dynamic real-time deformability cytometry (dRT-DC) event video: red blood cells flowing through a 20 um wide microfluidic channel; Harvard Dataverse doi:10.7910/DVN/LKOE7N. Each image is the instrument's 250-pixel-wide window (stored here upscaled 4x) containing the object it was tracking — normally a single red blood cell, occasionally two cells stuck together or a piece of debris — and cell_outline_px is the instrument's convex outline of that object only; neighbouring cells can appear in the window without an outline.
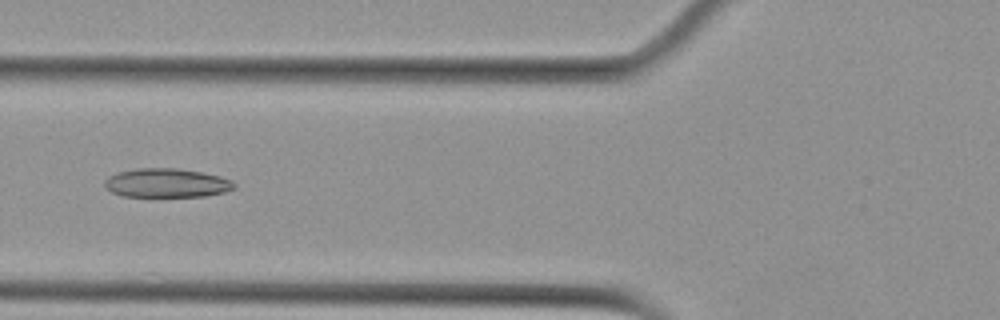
{"species": "Egyptian fruit bat (a non-hibernating species)", "species_latin": "Rousettus aegyptiacus", "temperature_condition": "cold", "stored_images_in_passage": 9, "camera_frame_rate_fps": 3000, "um_per_image_px": 0.085, "animal": {"sex": "female"}, "frame": {"image": 1, "passage_image": 6, "time_ms": 6.0, "image_size_px": [1000, 320], "cell_outline_px": [[236, 188], [224, 192], [204, 196], [124, 196], [112, 192], [104, 188], [104, 180], [108, 176], [116, 172], [136, 168], [176, 168], [200, 172], [220, 176], [232, 180], [236, 184]], "centroid_in_image_um": [14.14, 15.54], "position_along_channel_um": 111.7, "area_um2": 21.96}}
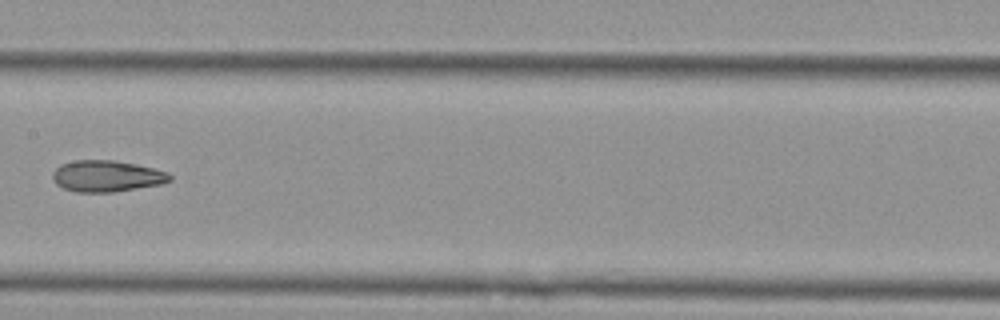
{"frame": {"image": 2, "passage_image": 8, "time_ms": 8.333, "image_size_px": [1000, 320], "cell_outline_px": [[172, 180], [160, 184], [112, 192], [76, 192], [64, 188], [56, 184], [52, 180], [52, 172], [60, 164], [76, 160], [112, 160], [136, 164], [168, 172], [172, 176]], "centroid_in_image_um": [9.04, 14.96], "position_along_channel_um": 198.4, "area_um2": 21.39}}
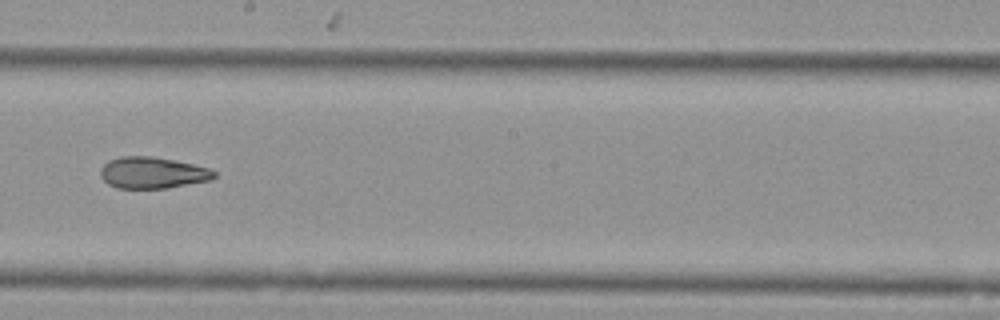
{"frame": {"image": 3, "passage_image": 9, "time_ms": 9.333, "image_size_px": [1000, 320], "cell_outline_px": [[216, 176], [212, 180], [168, 188], [116, 188], [108, 184], [100, 176], [100, 168], [108, 160], [120, 156], [152, 156], [192, 164], [208, 168], [216, 172]], "centroid_in_image_um": [12.95, 14.69], "position_along_channel_um": 235.3, "area_um2": 20.92}}